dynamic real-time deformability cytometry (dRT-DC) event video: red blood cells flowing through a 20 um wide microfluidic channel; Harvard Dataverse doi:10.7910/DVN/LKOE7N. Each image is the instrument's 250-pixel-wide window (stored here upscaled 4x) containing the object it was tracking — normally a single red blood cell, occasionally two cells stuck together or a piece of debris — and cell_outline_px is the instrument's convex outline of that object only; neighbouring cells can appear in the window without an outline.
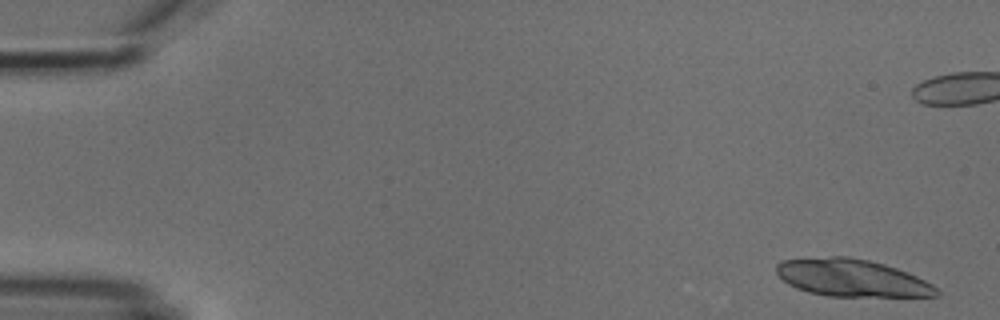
{"species": "common noctule bat (a hibernating species)", "species_latin": "Nyctalus noctula", "temperature_condition": "cold", "stored_images_in_passage": 6, "camera_frame_rate_fps": 3000, "um_per_image_px": 0.085, "animal": {"sex": "male", "body_mass_g": 18.8}, "frame": {"image": 1, "passage_image": 1, "time_ms": 0.0, "image_size_px": [1000, 320], "cell_outline_px": [[940, 296], [828, 296], [808, 292], [796, 288], [788, 284], [776, 272], [776, 264], [784, 260], [828, 256], [848, 256], [868, 260], [884, 264], [896, 268], [916, 276], [932, 284], [940, 292]], "centroid_in_image_um": [72.39, 23.62], "position_along_channel_um": 12.6, "area_um2": 34.68}}
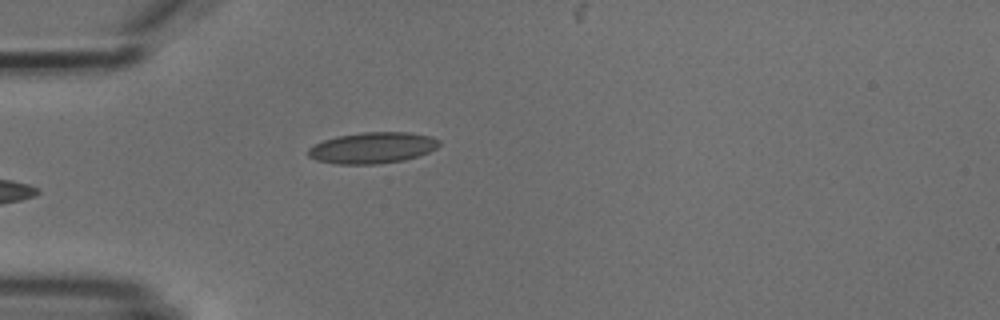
{"frame": {"image": 2, "passage_image": 6, "time_ms": 5.667, "image_size_px": [1000, 320], "cell_outline_px": [[440, 144], [436, 148], [428, 152], [404, 160], [376, 164], [336, 164], [316, 160], [308, 156], [308, 148], [324, 140], [336, 136], [360, 132], [408, 132], [432, 136], [440, 140]], "centroid_in_image_um": [31.66, 12.56], "position_along_channel_um": 53.3, "area_um2": 23.81}}